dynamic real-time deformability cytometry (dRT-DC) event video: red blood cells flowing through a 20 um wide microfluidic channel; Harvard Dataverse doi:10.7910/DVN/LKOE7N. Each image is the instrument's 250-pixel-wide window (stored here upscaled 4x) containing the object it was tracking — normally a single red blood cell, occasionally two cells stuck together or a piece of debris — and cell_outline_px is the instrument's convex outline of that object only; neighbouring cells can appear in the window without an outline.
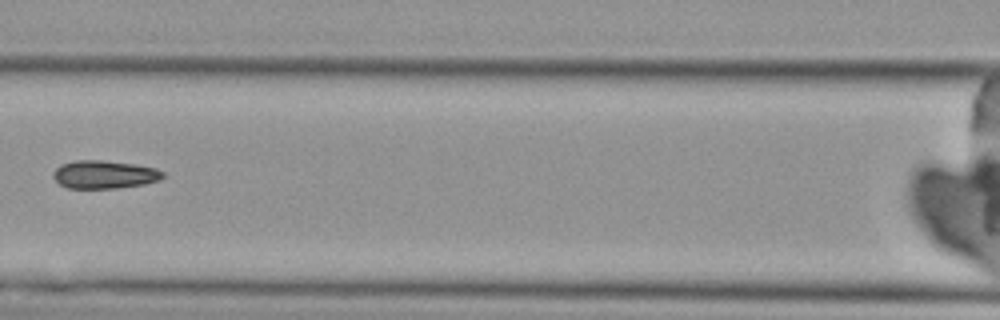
{"species": "Egyptian fruit bat (a non-hibernating species)", "species_latin": "Rousettus aegyptiacus", "temperature_condition": "cold", "stored_images_in_passage": 7, "camera_frame_rate_fps": 3000, "um_per_image_px": 0.085, "animal": {"sex": "female"}, "frame": {"image": 1, "passage_image": 6, "time_ms": 7.333, "image_size_px": [1000, 320], "cell_outline_px": [[168, 176], [160, 180], [144, 184], [116, 188], [68, 188], [60, 184], [52, 176], [52, 172], [60, 164], [72, 160], [104, 160], [136, 164], [156, 168], [164, 172]], "centroid_in_image_um": [8.89, 14.82], "position_along_channel_um": 157.7, "area_um2": 18.26}}
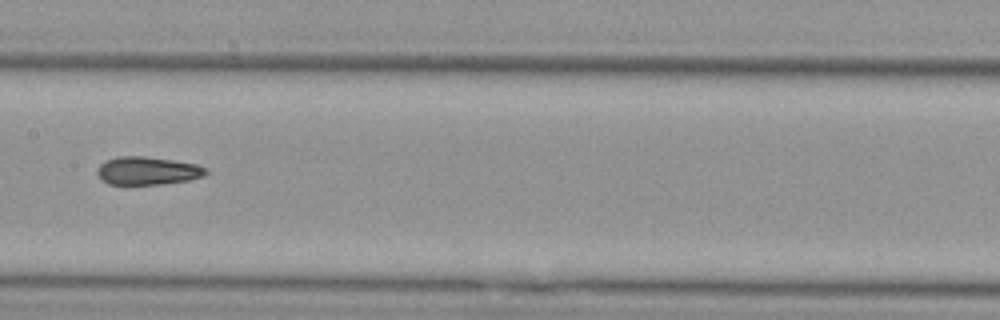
{"frame": {"image": 2, "passage_image": 7, "time_ms": 8.333, "image_size_px": [1000, 320], "cell_outline_px": [[212, 172], [204, 176], [188, 180], [160, 184], [108, 184], [100, 180], [96, 172], [100, 164], [104, 160], [116, 156], [144, 156], [172, 160], [196, 164], [208, 168]], "centroid_in_image_um": [12.54, 14.51], "position_along_channel_um": 194.9, "area_um2": 18.03}}